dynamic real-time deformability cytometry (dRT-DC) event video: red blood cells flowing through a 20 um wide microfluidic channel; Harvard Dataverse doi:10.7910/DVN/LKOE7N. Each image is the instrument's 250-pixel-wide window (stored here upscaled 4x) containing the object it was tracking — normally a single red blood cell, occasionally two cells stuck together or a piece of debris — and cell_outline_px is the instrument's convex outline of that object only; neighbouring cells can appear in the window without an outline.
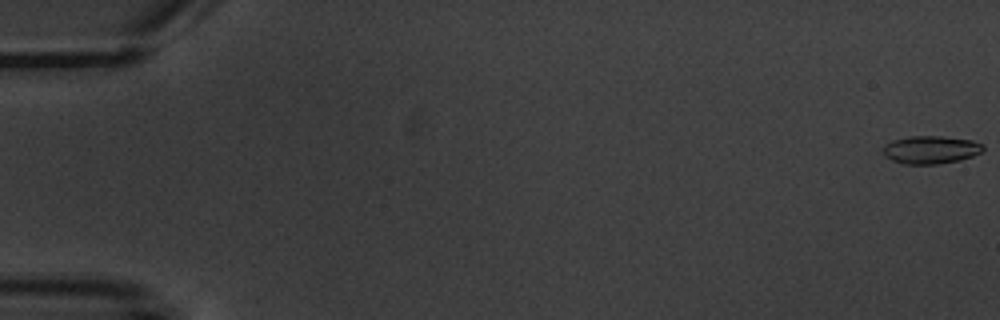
{"species": "common noctule bat (a hibernating species)", "species_latin": "Nyctalus noctula", "temperature_condition": "warm", "stored_images_in_passage": 5, "camera_frame_rate_fps": 3000, "um_per_image_px": 0.085, "animal": {"sex": "male", "body_mass_g": 20.1, "forearm_length_mm": 53.5}, "frame": {"image": 1, "passage_image": 1, "time_ms": 0.0, "image_size_px": [1000, 320], "cell_outline_px": [[984, 148], [980, 152], [972, 156], [960, 160], [936, 164], [904, 164], [892, 160], [884, 156], [880, 148], [884, 144], [892, 140], [908, 136], [940, 136], [972, 140], [984, 144]], "centroid_in_image_um": [79.06, 12.72], "position_along_channel_um": 5.9, "area_um2": 16.47}}
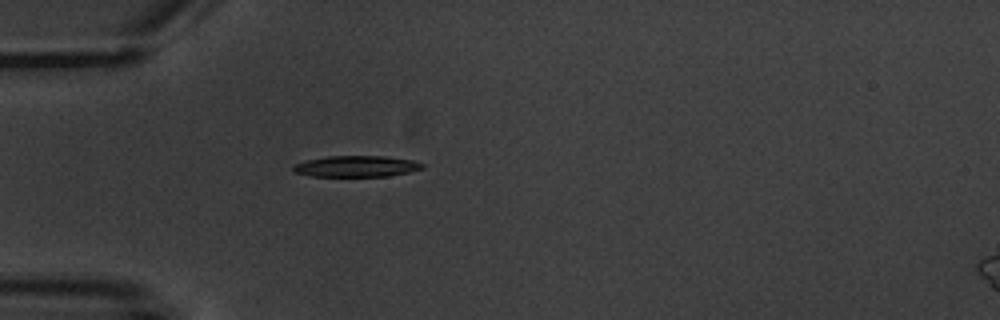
{"frame": {"image": 2, "passage_image": 5, "time_ms": 5.667, "image_size_px": [1000, 320], "cell_outline_px": [[424, 168], [408, 172], [388, 176], [308, 176], [296, 172], [292, 168], [292, 164], [308, 160], [328, 156], [384, 156], [412, 160], [424, 164]], "centroid_in_image_um": [30.28, 14.13], "position_along_channel_um": 54.7, "area_um2": 15.84}}